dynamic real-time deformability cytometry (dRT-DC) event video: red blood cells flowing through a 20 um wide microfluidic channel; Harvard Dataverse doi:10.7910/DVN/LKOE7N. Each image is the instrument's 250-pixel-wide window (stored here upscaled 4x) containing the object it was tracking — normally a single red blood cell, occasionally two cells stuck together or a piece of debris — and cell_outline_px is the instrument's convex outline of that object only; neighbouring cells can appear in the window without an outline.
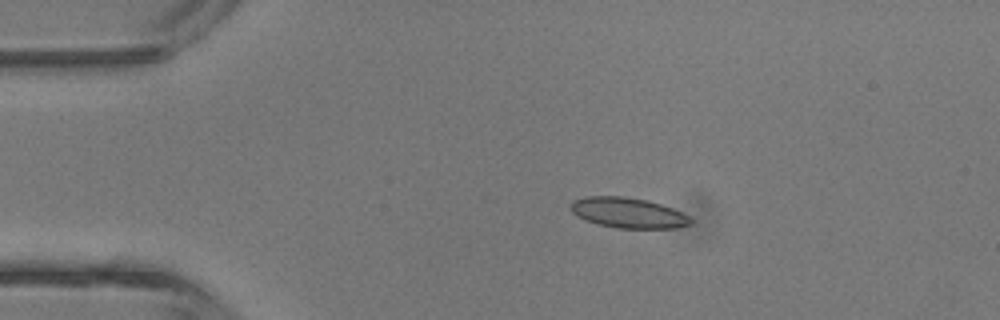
{"species": "common noctule bat (a hibernating species)", "species_latin": "Nyctalus noctula", "temperature_condition": "room temperature", "stored_images_in_passage": 3, "camera_frame_rate_fps": 3000, "um_per_image_px": 0.085, "animal": {"sex": "male", "body_mass_g": 13.3}, "frame": {"image": 1, "passage_image": 2, "time_ms": 1.333, "image_size_px": [1000, 320], "cell_outline_px": [[696, 224], [676, 228], [616, 228], [596, 224], [584, 220], [576, 216], [568, 208], [572, 200], [584, 196], [624, 196], [648, 200], [684, 212], [692, 216], [696, 220]], "centroid_in_image_um": [53.43, 18.09], "position_along_channel_um": 31.6, "area_um2": 21.96}}